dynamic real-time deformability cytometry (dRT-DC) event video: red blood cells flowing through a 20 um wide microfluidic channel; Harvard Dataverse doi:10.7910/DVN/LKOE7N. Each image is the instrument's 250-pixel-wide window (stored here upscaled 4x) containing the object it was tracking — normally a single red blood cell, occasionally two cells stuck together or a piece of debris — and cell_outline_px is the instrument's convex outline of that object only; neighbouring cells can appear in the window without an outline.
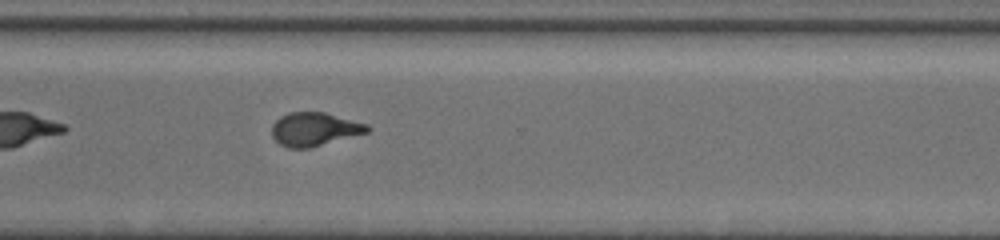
{"species": "common noctule bat (a hibernating species)", "species_latin": "Nyctalus noctula", "temperature_condition": "warm", "stored_images_in_passage": 43, "camera_frame_rate_fps": 3000, "um_per_image_px": 0.085, "animal": {"sex": "female", "body_mass_g": 19.5, "forearm_length_mm": 54.1}, "frame": {"image": 1, "passage_image": 31, "time_ms": 10.0, "image_size_px": [1000, 240], "cell_outline_px": [[372, 128], [368, 132], [312, 148], [288, 148], [280, 144], [272, 136], [272, 124], [280, 116], [288, 112], [324, 112], [368, 124]], "centroid_in_image_um": [26.73, 10.98], "position_along_channel_um": 343.9, "area_um2": 18.79}}